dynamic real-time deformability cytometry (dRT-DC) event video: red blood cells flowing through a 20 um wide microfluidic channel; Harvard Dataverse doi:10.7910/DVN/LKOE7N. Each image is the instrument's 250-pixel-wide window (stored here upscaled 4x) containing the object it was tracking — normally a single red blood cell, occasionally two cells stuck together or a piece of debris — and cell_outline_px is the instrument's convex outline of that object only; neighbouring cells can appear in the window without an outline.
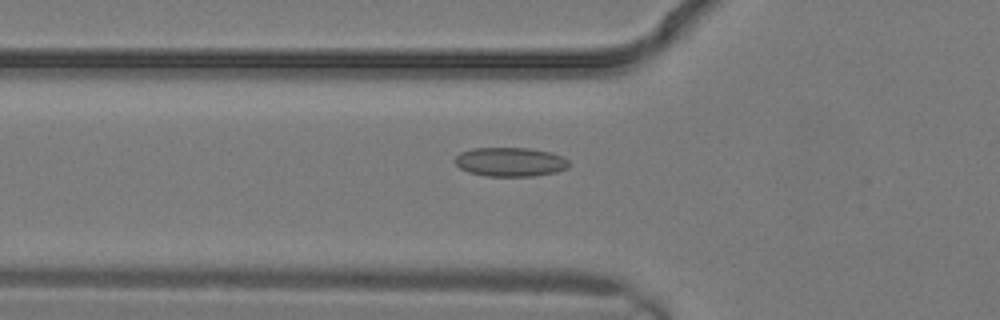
{"species": "common noctule bat (a hibernating species)", "species_latin": "Nyctalus noctula", "temperature_condition": "warm", "stored_images_in_passage": 5, "segment_of_instrument_passage": [1, 2], "camera_frame_rate_fps": 3000, "um_per_image_px": 0.085, "animal": {"sex": "male", "body_mass_g": 19.2, "forearm_length_mm": 51.8}, "frame": {"image": 1, "passage_image": 4, "time_ms": 1.0, "image_size_px": [1000, 320], "cell_outline_px": [[572, 164], [568, 168], [556, 172], [536, 176], [484, 176], [468, 172], [460, 168], [456, 164], [456, 156], [460, 152], [472, 148], [528, 148], [552, 152], [568, 160]], "centroid_in_image_um": [43.4, 13.77], "position_along_channel_um": 82.4, "area_um2": 19.48}}